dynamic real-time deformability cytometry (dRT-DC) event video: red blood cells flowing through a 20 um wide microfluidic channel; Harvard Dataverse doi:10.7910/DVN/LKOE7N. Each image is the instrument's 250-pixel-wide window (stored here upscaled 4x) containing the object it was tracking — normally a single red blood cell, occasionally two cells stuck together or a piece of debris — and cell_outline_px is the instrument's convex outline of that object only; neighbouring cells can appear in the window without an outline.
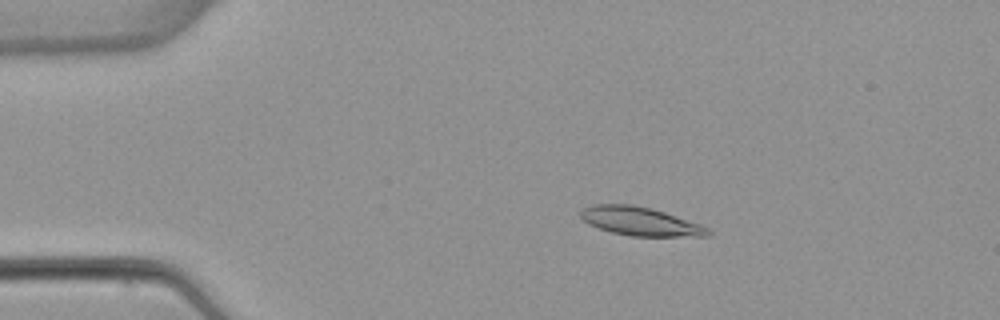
{"species": "common noctule bat (a hibernating species)", "species_latin": "Nyctalus noctula", "temperature_condition": "warm", "stored_images_in_passage": 51, "camera_frame_rate_fps": 3000, "um_per_image_px": 0.085, "animal": {"sex": "female", "body_mass_g": 22.7, "forearm_length_mm": 54.2}, "frame": {"image": 1, "passage_image": 8, "time_ms": 2.333, "image_size_px": [1000, 320], "cell_outline_px": [[712, 232], [708, 236], [632, 236], [612, 232], [588, 224], [580, 216], [580, 208], [592, 204], [632, 204], [652, 208], [700, 224], [708, 228]], "centroid_in_image_um": [54.39, 18.8], "position_along_channel_um": 30.6, "area_um2": 21.21}}
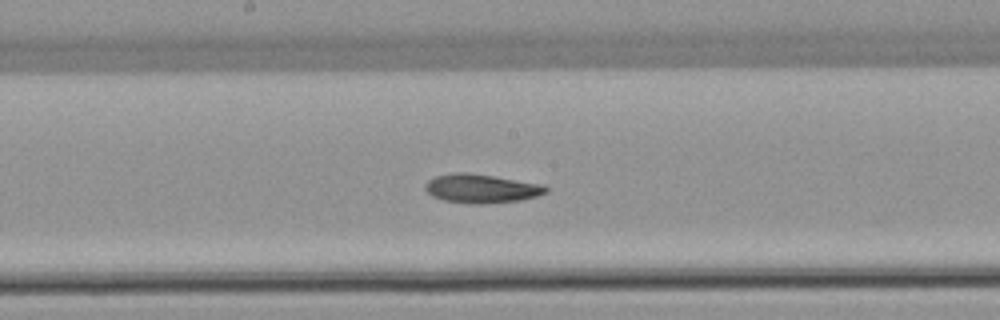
{"frame": {"image": 2, "passage_image": 26, "time_ms": 8.333, "image_size_px": [1000, 320], "cell_outline_px": [[548, 192], [536, 196], [520, 200], [484, 204], [468, 204], [444, 200], [432, 196], [424, 188], [424, 184], [428, 180], [436, 176], [456, 172], [468, 172], [544, 184], [548, 188]], "centroid_in_image_um": [40.91, 16.02], "position_along_channel_um": 207.3, "area_um2": 20.4}}
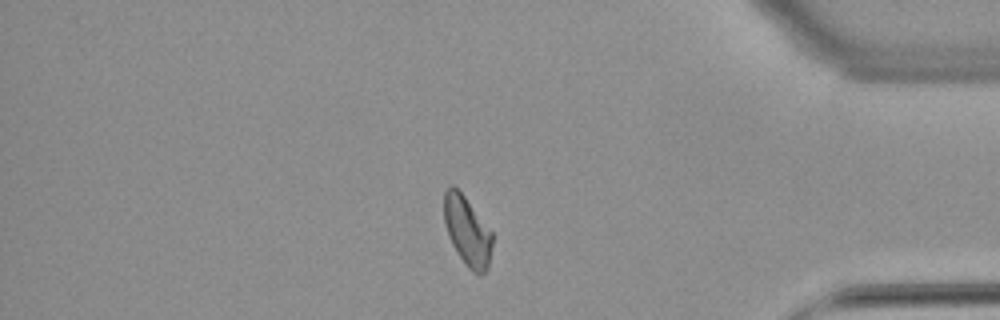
{"frame": {"image": 3, "passage_image": 43, "time_ms": 14.0, "image_size_px": [1000, 320], "cell_outline_px": [[492, 244], [488, 268], [480, 276], [472, 272], [468, 268], [456, 252], [448, 236], [444, 224], [444, 192], [448, 184], [452, 184], [464, 196], [492, 232]], "centroid_in_image_um": [39.69, 19.66], "position_along_channel_um": 395.5, "area_um2": 19.54}, "authors_computed_cell_mechanics": {"area_um2": 20.3456, "velocity_mm_per_s": 3.8564, "shape_relaxation_time_tau1_ms": 8.252, "shape_relaxation_time_tau2_ms": 5.1315, "deformation_change_tau1": 0.1908, "deformation_change_tau2": 0.1238}}